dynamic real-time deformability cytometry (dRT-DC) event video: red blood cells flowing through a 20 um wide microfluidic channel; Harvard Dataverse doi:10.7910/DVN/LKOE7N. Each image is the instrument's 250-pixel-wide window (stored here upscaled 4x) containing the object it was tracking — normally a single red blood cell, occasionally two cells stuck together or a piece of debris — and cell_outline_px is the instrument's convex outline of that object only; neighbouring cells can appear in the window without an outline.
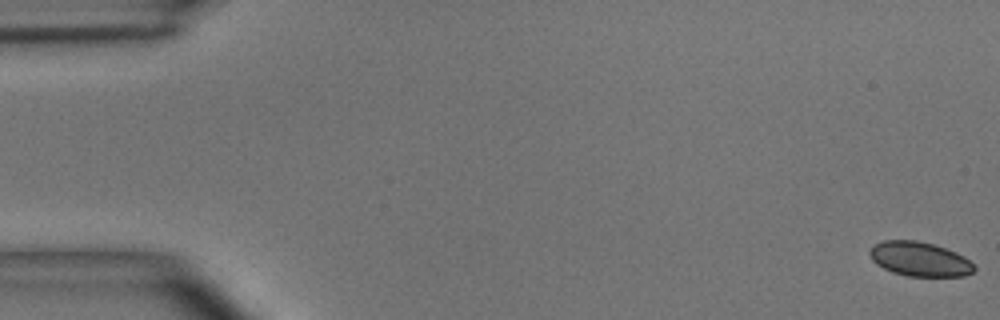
{"species": "common noctule bat (a hibernating species)", "species_latin": "Nyctalus noctula", "temperature_condition": "room temperature", "stored_images_in_passage": 50, "camera_frame_rate_fps": 3000, "um_per_image_px": 0.085, "animal": {"sex": "male", "body_mass_g": 15.6}, "frame": {"image": 1, "passage_image": 1, "time_ms": 0.0, "image_size_px": [1000, 320], "cell_outline_px": [[976, 268], [972, 272], [964, 276], [908, 276], [892, 272], [876, 264], [872, 260], [868, 252], [876, 244], [884, 240], [916, 240], [932, 244], [956, 252], [964, 256]], "centroid_in_image_um": [78.16, 22.02], "position_along_channel_um": 6.8, "area_um2": 20.75}}
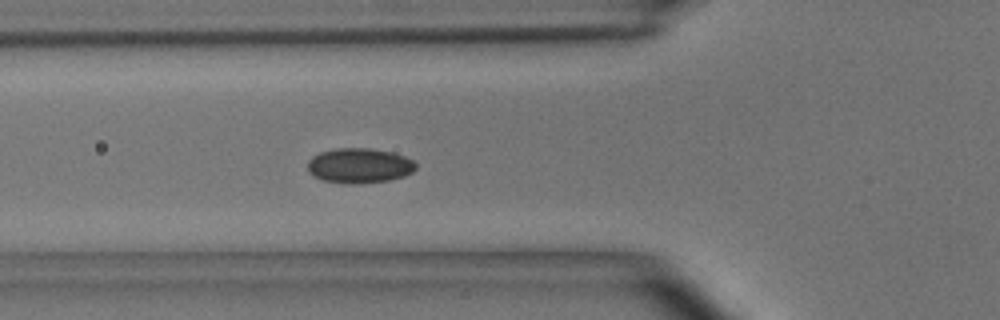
{"frame": {"image": 2, "passage_image": 18, "time_ms": 5.667, "image_size_px": [1000, 320], "cell_outline_px": [[416, 168], [412, 172], [404, 176], [388, 180], [356, 184], [348, 184], [324, 180], [312, 176], [308, 172], [308, 160], [312, 156], [320, 152], [336, 148], [372, 148], [392, 152], [404, 156], [412, 160], [416, 164]], "centroid_in_image_um": [30.52, 14.07], "position_along_channel_um": 95.3, "area_um2": 22.14}}
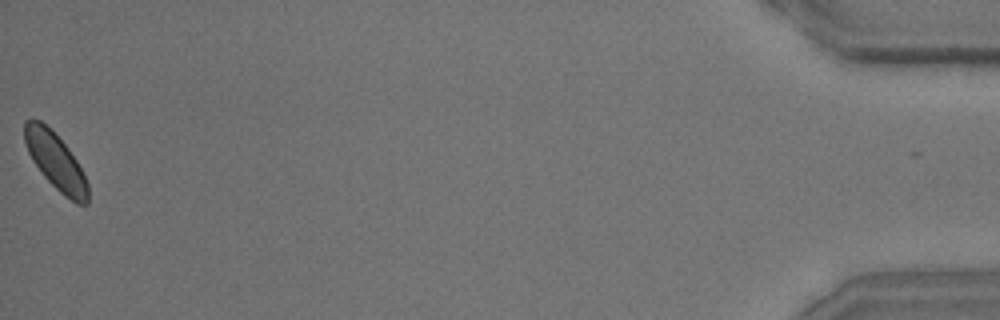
{"frame": {"image": 3, "passage_image": 50, "time_ms": 16.333, "image_size_px": [1000, 320], "cell_outline_px": [[88, 204], [76, 204], [64, 196], [44, 176], [32, 160], [28, 152], [24, 140], [24, 120], [40, 120], [52, 128], [68, 148], [76, 160], [88, 184]], "centroid_in_image_um": [4.72, 13.7], "position_along_channel_um": 430.5, "area_um2": 20.81}, "authors_computed_cell_mechanics": {"area_um2": 21.2704, "velocity_mm_per_s": 4.0401, "shape_relaxation_time_tau1_ms": null, "shape_relaxation_time_tau2_ms": 1.6486, "deformation_change_tau1": null, "deformation_change_tau2": 0.0419}}